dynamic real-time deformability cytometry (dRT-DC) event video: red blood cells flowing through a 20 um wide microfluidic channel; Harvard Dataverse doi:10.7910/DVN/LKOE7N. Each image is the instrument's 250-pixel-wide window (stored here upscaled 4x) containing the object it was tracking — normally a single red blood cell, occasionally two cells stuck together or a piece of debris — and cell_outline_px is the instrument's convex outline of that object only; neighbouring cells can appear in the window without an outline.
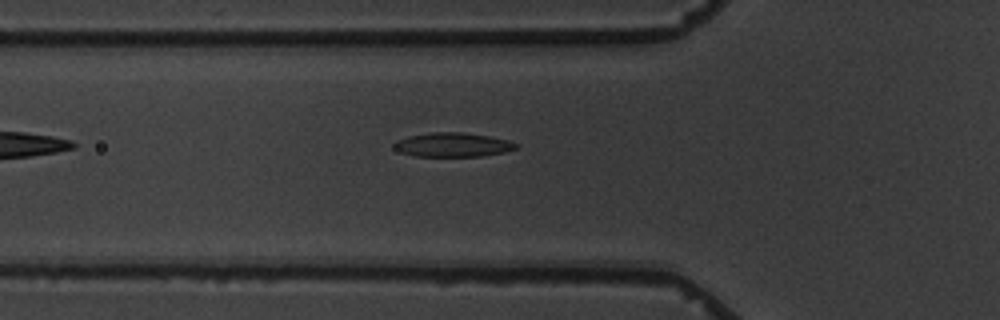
{"species": "common noctule bat (a hibernating species)", "species_latin": "Nyctalus noctula", "temperature_condition": "warm", "stored_images_in_passage": 6, "camera_frame_rate_fps": 3000, "um_per_image_px": 0.085, "animal": {"sex": "male", "body_mass_g": 19.5, "forearm_length_mm": 54.6}, "frame": {"image": 1, "passage_image": 6, "time_ms": 5.667, "image_size_px": [1000, 320], "cell_outline_px": [[520, 144], [516, 148], [504, 152], [480, 156], [416, 156], [400, 152], [392, 148], [392, 144], [396, 140], [408, 136], [432, 132], [464, 132], [488, 136], [508, 140]], "centroid_in_image_um": [38.45, 12.3], "position_along_channel_um": 87.4, "area_um2": 17.22}}